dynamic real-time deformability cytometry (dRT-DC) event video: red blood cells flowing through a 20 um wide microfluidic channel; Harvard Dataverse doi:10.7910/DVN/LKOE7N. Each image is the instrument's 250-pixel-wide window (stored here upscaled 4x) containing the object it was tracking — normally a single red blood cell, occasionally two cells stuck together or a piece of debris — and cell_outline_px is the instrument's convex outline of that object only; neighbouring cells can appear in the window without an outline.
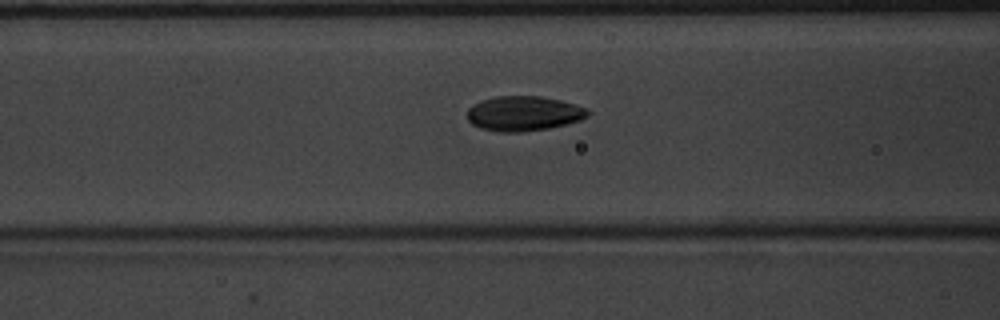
{"species": "common noctule bat (a hibernating species)", "species_latin": "Nyctalus noctula", "temperature_condition": "warm", "stored_images_in_passage": 42, "camera_frame_rate_fps": 3000, "um_per_image_px": 0.085, "animal": {"sex": "male", "body_mass_g": 20.1, "forearm_length_mm": 53.5}, "frame": {"image": 1, "passage_image": 12, "time_ms": 3.667, "image_size_px": [1000, 320], "cell_outline_px": [[588, 116], [580, 120], [568, 124], [552, 128], [520, 132], [500, 132], [480, 128], [472, 124], [468, 120], [468, 108], [472, 104], [480, 100], [496, 96], [540, 96], [560, 100], [576, 104], [588, 108]], "centroid_in_image_um": [44.52, 9.65], "position_along_channel_um": 122.1, "area_um2": 24.74}}
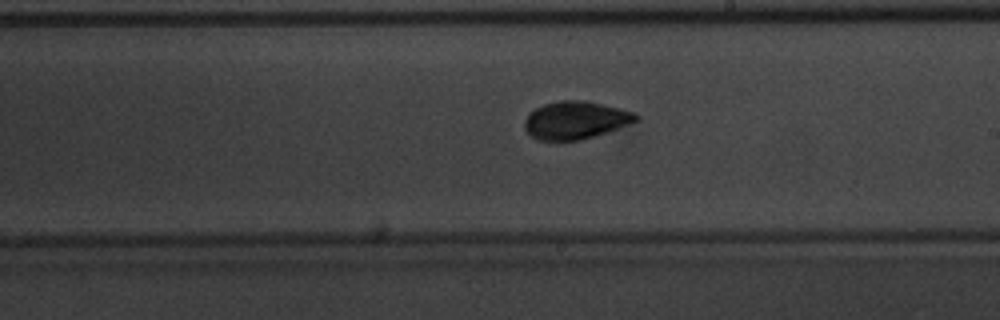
{"frame": {"image": 2, "passage_image": 21, "time_ms": 6.667, "image_size_px": [1000, 320], "cell_outline_px": [[636, 120], [608, 132], [580, 140], [556, 144], [536, 140], [524, 128], [524, 120], [536, 108], [544, 104], [560, 100], [584, 100], [620, 108], [632, 112], [636, 116]], "centroid_in_image_um": [48.83, 10.26], "position_along_channel_um": 240.2, "area_um2": 24.74}}
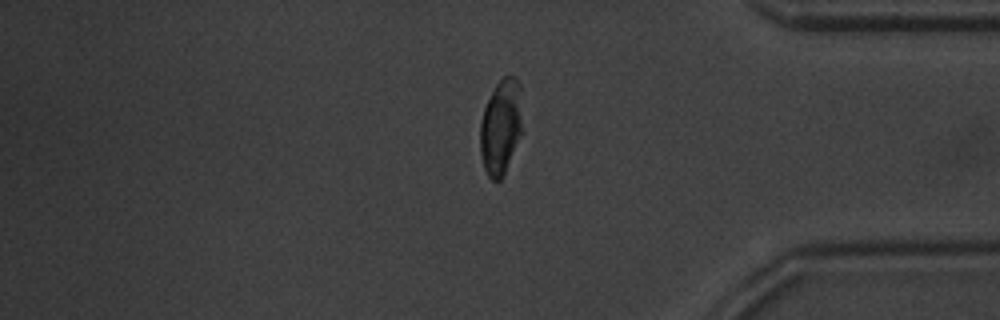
{"frame": {"image": 3, "passage_image": 34, "time_ms": 11.0, "image_size_px": [1000, 320], "cell_outline_px": [[520, 132], [504, 176], [500, 180], [492, 180], [488, 176], [484, 168], [480, 152], [480, 124], [484, 108], [496, 84], [504, 76], [516, 76], [520, 84]], "centroid_in_image_um": [42.54, 10.79], "position_along_channel_um": 392.7, "area_um2": 22.89}, "authors_computed_cell_mechanics": {"area_um2": 24.4783, "velocity_mm_per_s": 3.9322, "shape_relaxation_time_tau1_ms": 2.7099, "shape_relaxation_time_tau2_ms": 2.4926, "deformation_change_tau1": 0.0887, "deformation_change_tau2": 0.0572}}